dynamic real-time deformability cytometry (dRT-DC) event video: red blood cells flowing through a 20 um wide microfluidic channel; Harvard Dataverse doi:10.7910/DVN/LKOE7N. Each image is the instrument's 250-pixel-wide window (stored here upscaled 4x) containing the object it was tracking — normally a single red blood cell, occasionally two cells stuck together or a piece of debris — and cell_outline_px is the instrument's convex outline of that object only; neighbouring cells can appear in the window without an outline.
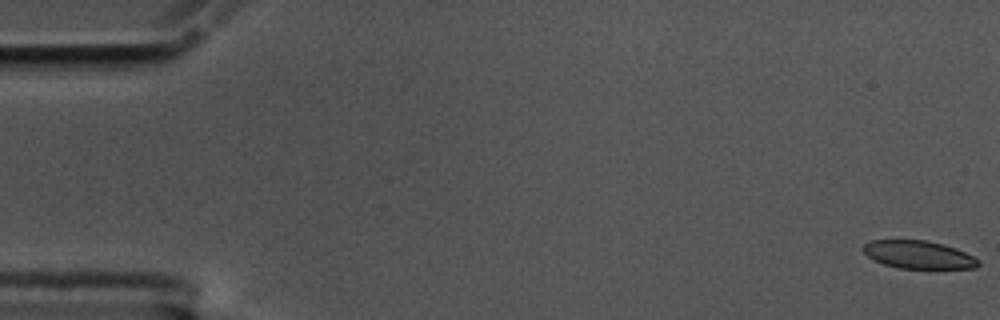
{"species": "common noctule bat (a hibernating species)", "species_latin": "Nyctalus noctula", "temperature_condition": "cold", "stored_images_in_passage": 58, "camera_frame_rate_fps": 3000, "um_per_image_px": 0.085, "animal": {"sex": "male", "body_mass_g": 17.5, "forearm_length_mm": 52.3}, "frame": {"image": 1, "passage_image": 1, "time_ms": 0.0, "image_size_px": [1000, 320], "cell_outline_px": [[980, 264], [976, 268], [900, 268], [884, 264], [868, 256], [864, 252], [864, 244], [872, 240], [924, 240], [944, 244], [956, 248], [980, 260]], "centroid_in_image_um": [78.1, 21.64], "position_along_channel_um": 6.9, "area_um2": 18.5}}
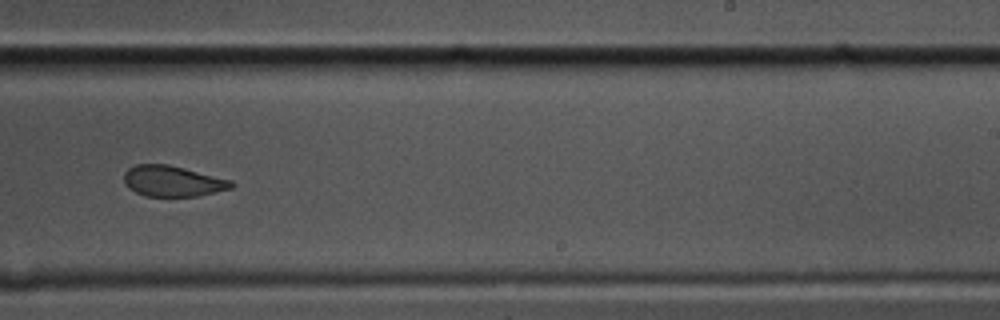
{"frame": {"image": 2, "passage_image": 36, "time_ms": 11.667, "image_size_px": [1000, 320], "cell_outline_px": [[236, 184], [232, 188], [196, 196], [144, 196], [128, 188], [124, 184], [124, 172], [128, 168], [136, 164], [168, 164], [232, 180]], "centroid_in_image_um": [14.65, 15.39], "position_along_channel_um": 274.3, "area_um2": 19.31}}
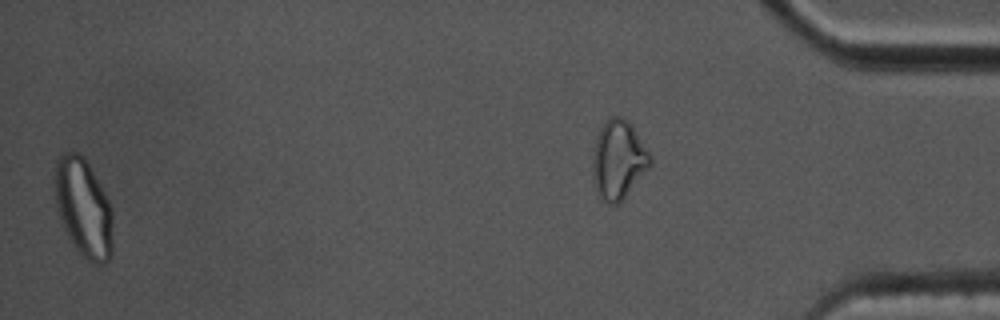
{"frame": {"image": 3, "passage_image": 57, "time_ms": 18.667, "image_size_px": [1000, 320], "cell_outline_px": [[112, 256], [108, 264], [96, 264], [88, 260], [72, 244], [64, 228], [56, 204], [56, 160], [64, 152], [76, 152], [84, 156], [100, 184], [108, 200], [112, 212]], "centroid_in_image_um": [7.13, 17.69], "position_along_channel_um": 428.1, "area_um2": 33.0}, "authors_computed_cell_mechanics": {"area_um2": 20.808, "velocity_mm_per_s": 3.5235, "shape_relaxation_time_tau1_ms": null, "shape_relaxation_time_tau2_ms": 2.1539, "deformation_change_tau1": null, "deformation_change_tau2": 0.0665}}